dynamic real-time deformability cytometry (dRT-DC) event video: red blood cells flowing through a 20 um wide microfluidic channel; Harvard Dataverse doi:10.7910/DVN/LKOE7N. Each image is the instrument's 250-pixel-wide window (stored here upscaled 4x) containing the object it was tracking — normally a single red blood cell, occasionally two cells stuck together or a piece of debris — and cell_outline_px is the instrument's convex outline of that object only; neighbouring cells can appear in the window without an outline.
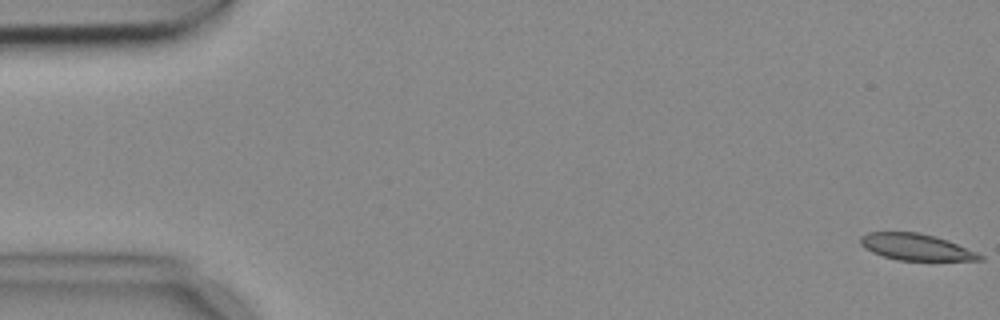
{"species": "common noctule bat (a hibernating species)", "species_latin": "Nyctalus noctula", "temperature_condition": "cold", "stored_images_in_passage": 5, "camera_frame_rate_fps": 3000, "um_per_image_px": 0.085, "animal": {"sex": "female", "body_mass_g": 18.4}, "frame": {"image": 1, "passage_image": 1, "time_ms": 0.0, "image_size_px": [1000, 320], "cell_outline_px": [[984, 260], [900, 260], [884, 256], [872, 252], [864, 248], [860, 244], [860, 236], [868, 232], [916, 232], [936, 236], [948, 240], [976, 252], [984, 256]], "centroid_in_image_um": [77.85, 20.99], "position_along_channel_um": 7.2, "area_um2": 18.32}}
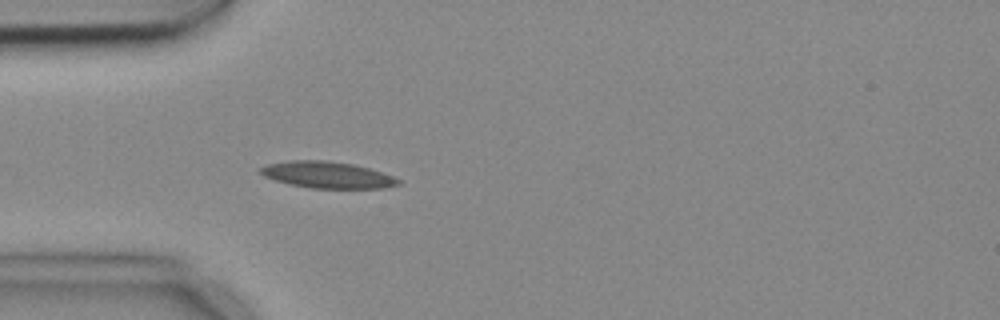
{"frame": {"image": 2, "passage_image": 5, "time_ms": 1.333, "image_size_px": [1000, 320], "cell_outline_px": [[400, 184], [384, 188], [308, 188], [288, 184], [264, 176], [260, 172], [260, 168], [268, 164], [292, 160], [324, 160], [352, 164], [368, 168], [392, 176], [400, 180]], "centroid_in_image_um": [27.81, 14.87], "position_along_channel_um": 57.2, "area_um2": 21.1}}